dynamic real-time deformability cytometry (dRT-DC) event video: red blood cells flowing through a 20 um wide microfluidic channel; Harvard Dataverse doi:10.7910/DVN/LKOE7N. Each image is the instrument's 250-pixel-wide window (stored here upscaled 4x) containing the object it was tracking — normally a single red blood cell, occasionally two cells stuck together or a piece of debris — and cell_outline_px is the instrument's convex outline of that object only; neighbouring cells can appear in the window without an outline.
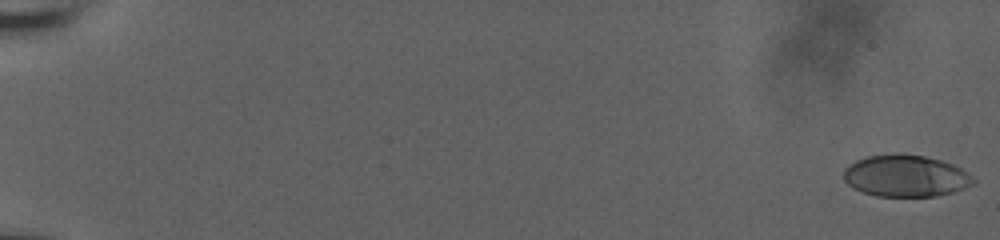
{"species": "human", "species_latin": "Homo sapiens", "temperature_condition": "room temperature", "stored_images_in_passage": 59, "camera_frame_rate_fps": 3000, "um_per_image_px": 0.085, "donor": {"sex": "male"}, "frame": {"image": 1, "passage_image": 1, "time_ms": 0.0, "image_size_px": [1000, 240], "cell_outline_px": [[976, 184], [952, 192], [936, 196], [876, 196], [852, 188], [844, 180], [844, 168], [848, 164], [856, 160], [868, 156], [896, 152], [924, 156], [940, 160], [952, 164], [960, 168], [976, 180]], "centroid_in_image_um": [76.96, 14.94], "position_along_channel_um": 8.0, "area_um2": 31.73}}
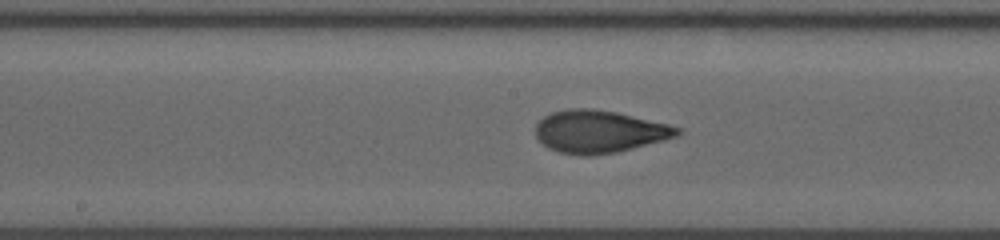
{"frame": {"image": 2, "passage_image": 34, "time_ms": 11.0, "image_size_px": [1000, 240], "cell_outline_px": [[684, 132], [680, 136], [616, 152], [592, 156], [580, 156], [560, 152], [548, 148], [536, 136], [536, 124], [544, 116], [552, 112], [568, 108], [592, 108], [616, 112], [668, 124], [684, 128]], "centroid_in_image_um": [50.97, 11.18], "position_along_channel_um": 197.2, "area_um2": 35.32}}
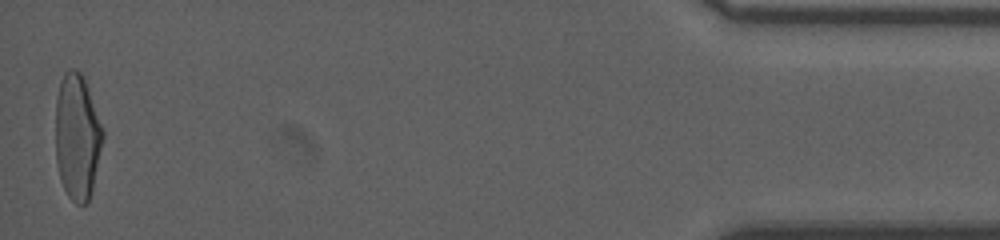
{"frame": {"image": 3, "passage_image": 59, "time_ms": 19.333, "image_size_px": [1000, 240], "cell_outline_px": [[104, 136], [92, 188], [88, 204], [76, 204], [68, 196], [60, 180], [56, 160], [56, 96], [60, 80], [64, 72], [68, 68], [72, 68], [80, 72], [84, 80], [104, 132]], "centroid_in_image_um": [6.54, 11.64], "position_along_channel_um": 428.7, "area_um2": 34.45}, "authors_computed_cell_mechanics": {"area_um2": 33.9286, "velocity_mm_per_s": 3.7496, "shape_relaxation_time_tau1_ms": 5.7035, "shape_relaxation_time_tau2_ms": 0.9618, "deformation_change_tau1": 0.2335, "deformation_change_tau2": 0.0704}}